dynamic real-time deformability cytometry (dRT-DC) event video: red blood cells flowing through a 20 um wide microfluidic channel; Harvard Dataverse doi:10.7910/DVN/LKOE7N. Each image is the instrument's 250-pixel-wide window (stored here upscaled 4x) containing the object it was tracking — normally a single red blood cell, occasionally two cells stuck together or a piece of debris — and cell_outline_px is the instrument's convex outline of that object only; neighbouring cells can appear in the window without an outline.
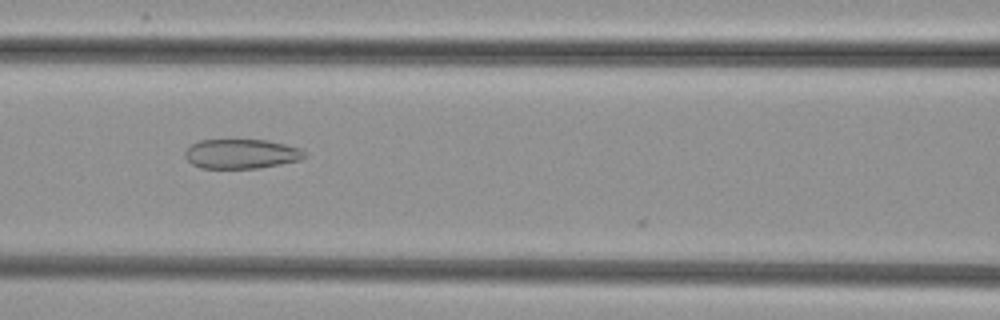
{"species": "common noctule bat (a hibernating species)", "species_latin": "Nyctalus noctula", "temperature_condition": "cold", "stored_images_in_passage": 44, "camera_frame_rate_fps": 3000, "um_per_image_px": 0.085, "animal": {"sex": "female", "body_mass_g": 29.2, "forearm_length_mm": 56.3}, "frame": {"image": 1, "passage_image": 15, "time_ms": 4.667, "image_size_px": [1000, 320], "cell_outline_px": [[308, 156], [300, 160], [260, 168], [200, 168], [192, 164], [184, 156], [184, 152], [192, 144], [200, 140], [268, 140], [300, 148]], "centroid_in_image_um": [20.52, 13.08], "position_along_channel_um": 146.1, "area_um2": 20.58}}
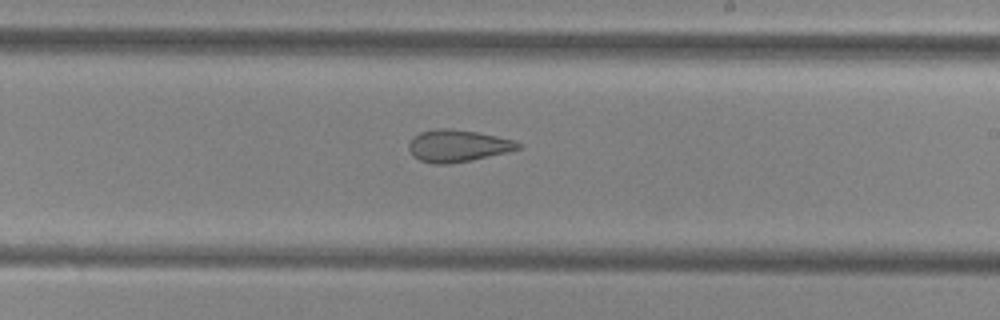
{"frame": {"image": 2, "passage_image": 23, "time_ms": 7.333, "image_size_px": [1000, 320], "cell_outline_px": [[520, 148], [508, 152], [472, 160], [448, 164], [432, 164], [420, 160], [412, 156], [408, 148], [408, 144], [412, 136], [420, 132], [436, 128], [452, 128], [476, 132], [496, 136], [512, 140], [520, 144]], "centroid_in_image_um": [38.84, 12.39], "position_along_channel_um": 250.2, "area_um2": 20.52}}
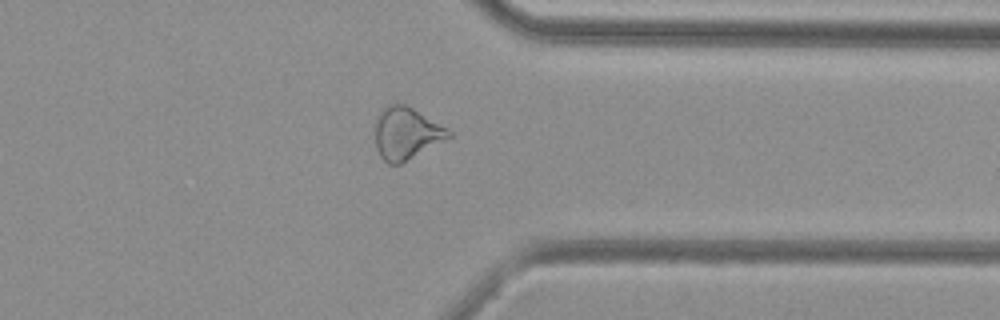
{"frame": {"image": 3, "passage_image": 33, "time_ms": 10.667, "image_size_px": [1000, 320], "cell_outline_px": [[452, 136], [400, 164], [388, 164], [380, 156], [376, 148], [376, 120], [380, 112], [388, 104], [404, 104], [412, 108], [448, 128], [452, 132]], "centroid_in_image_um": [34.54, 11.34], "position_along_channel_um": 376.9, "area_um2": 22.02}}